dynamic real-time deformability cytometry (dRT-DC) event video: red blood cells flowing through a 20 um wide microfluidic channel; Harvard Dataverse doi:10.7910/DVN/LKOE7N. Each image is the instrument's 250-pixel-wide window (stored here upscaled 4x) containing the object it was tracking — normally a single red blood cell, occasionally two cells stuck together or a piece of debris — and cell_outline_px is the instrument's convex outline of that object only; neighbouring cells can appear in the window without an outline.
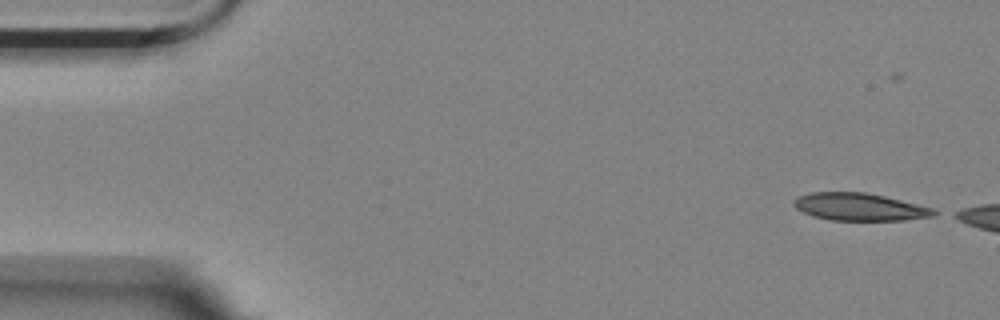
{"species": "Egyptian fruit bat (a non-hibernating species)", "species_latin": "Rousettus aegyptiacus", "temperature_condition": "room temperature", "stored_images_in_passage": 4, "camera_frame_rate_fps": 3000, "um_per_image_px": 0.085, "animal": {"sex": "female"}, "frame": {"image": 1, "passage_image": 1, "time_ms": 0.0, "image_size_px": [1000, 320], "cell_outline_px": [[940, 212], [936, 216], [904, 220], [832, 220], [812, 216], [796, 208], [792, 204], [792, 200], [800, 196], [812, 192], [864, 192], [884, 196], [932, 208]], "centroid_in_image_um": [73.07, 17.59], "position_along_channel_um": 11.9, "area_um2": 22.37}}